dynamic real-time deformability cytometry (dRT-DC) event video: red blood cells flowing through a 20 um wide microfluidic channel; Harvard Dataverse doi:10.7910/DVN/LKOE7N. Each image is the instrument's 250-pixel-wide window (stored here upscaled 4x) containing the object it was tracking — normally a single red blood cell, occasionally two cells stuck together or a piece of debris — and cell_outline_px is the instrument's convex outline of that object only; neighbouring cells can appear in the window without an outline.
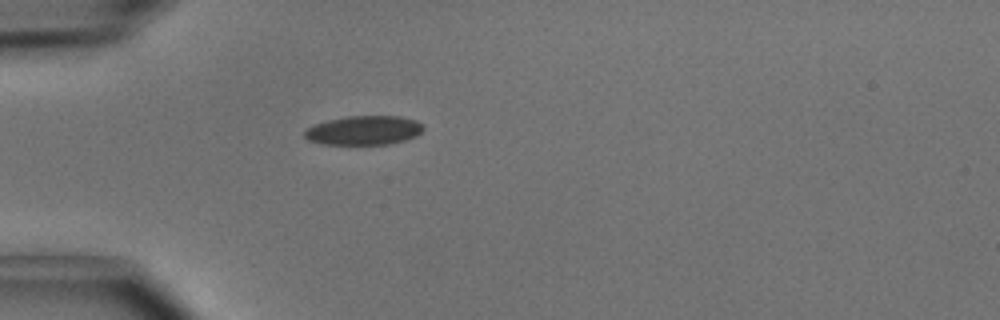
{"species": "common noctule bat (a hibernating species)", "species_latin": "Nyctalus noctula", "temperature_condition": "cold", "stored_images_in_passage": 36, "camera_frame_rate_fps": 3000, "um_per_image_px": 0.085, "animal": {"sex": "male", "body_mass_g": 15.6}, "frame": {"image": 1, "passage_image": 1, "time_ms": 0.0, "image_size_px": [1000, 320], "cell_outline_px": [[424, 128], [416, 136], [404, 140], [388, 144], [320, 144], [308, 140], [304, 136], [304, 132], [308, 128], [316, 124], [328, 120], [348, 116], [400, 116], [416, 120], [424, 124]], "centroid_in_image_um": [30.95, 11.08], "position_along_channel_um": 54.1, "area_um2": 20.11}}
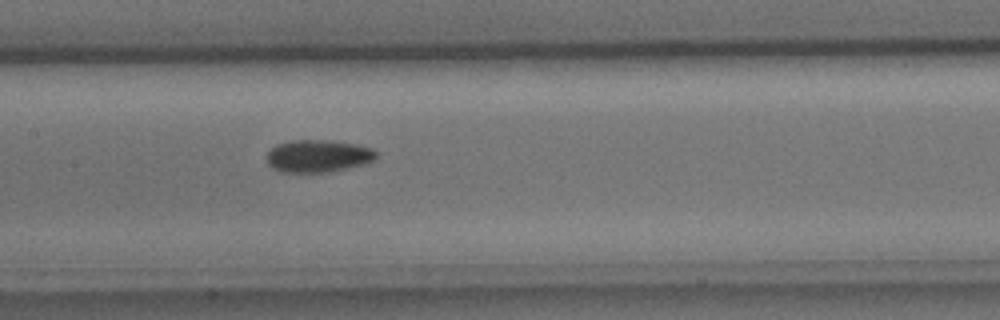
{"frame": {"image": 2, "passage_image": 11, "time_ms": 3.333, "image_size_px": [1000, 320], "cell_outline_px": [[376, 156], [372, 160], [364, 164], [328, 172], [280, 172], [272, 168], [268, 164], [264, 156], [276, 144], [292, 140], [324, 140], [356, 144], [372, 148], [376, 152]], "centroid_in_image_um": [26.97, 13.26], "position_along_channel_um": 180.4, "area_um2": 20.69}}
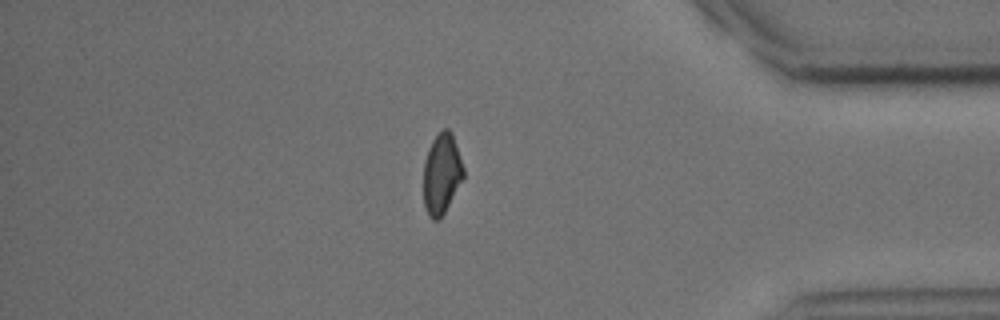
{"frame": {"image": 3, "passage_image": 29, "time_ms": 9.333, "image_size_px": [1000, 320], "cell_outline_px": [[464, 176], [440, 220], [432, 220], [428, 216], [424, 208], [424, 160], [428, 148], [432, 140], [444, 128], [448, 128], [452, 132], [464, 168]], "centroid_in_image_um": [37.53, 14.78], "position_along_channel_um": 397.7, "area_um2": 18.79}, "authors_computed_cell_mechanics": {"area_um2": 19.9699, "velocity_mm_per_s": 4.0635, "shape_relaxation_time_tau1_ms": 4.4082, "shape_relaxation_time_tau2_ms": null, "deformation_change_tau1": 0.1088, "deformation_change_tau2": null}}